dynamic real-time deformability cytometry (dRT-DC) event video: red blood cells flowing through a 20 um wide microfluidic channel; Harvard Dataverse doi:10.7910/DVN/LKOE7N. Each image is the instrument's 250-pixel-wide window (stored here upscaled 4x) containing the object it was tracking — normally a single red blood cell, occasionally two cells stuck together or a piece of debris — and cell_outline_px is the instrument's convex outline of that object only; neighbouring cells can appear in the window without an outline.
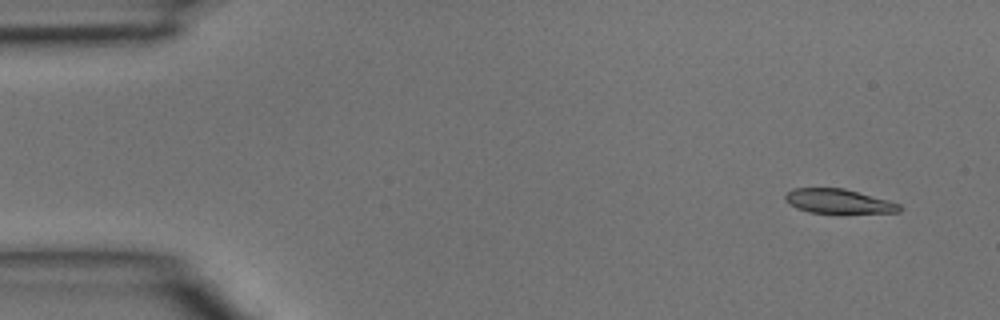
{"species": "common noctule bat (a hibernating species)", "species_latin": "Nyctalus noctula", "temperature_condition": "room temperature", "stored_images_in_passage": 3, "camera_frame_rate_fps": 3000, "um_per_image_px": 0.085, "animal": {"sex": "male", "body_mass_g": 15.6}, "frame": {"image": 1, "passage_image": 1, "time_ms": 0.0, "image_size_px": [1000, 320], "cell_outline_px": [[900, 212], [808, 212], [796, 208], [788, 204], [784, 200], [784, 196], [792, 188], [844, 188], [888, 200], [900, 204]], "centroid_in_image_um": [71.2, 17.09], "position_along_channel_um": 13.8, "area_um2": 15.95}}